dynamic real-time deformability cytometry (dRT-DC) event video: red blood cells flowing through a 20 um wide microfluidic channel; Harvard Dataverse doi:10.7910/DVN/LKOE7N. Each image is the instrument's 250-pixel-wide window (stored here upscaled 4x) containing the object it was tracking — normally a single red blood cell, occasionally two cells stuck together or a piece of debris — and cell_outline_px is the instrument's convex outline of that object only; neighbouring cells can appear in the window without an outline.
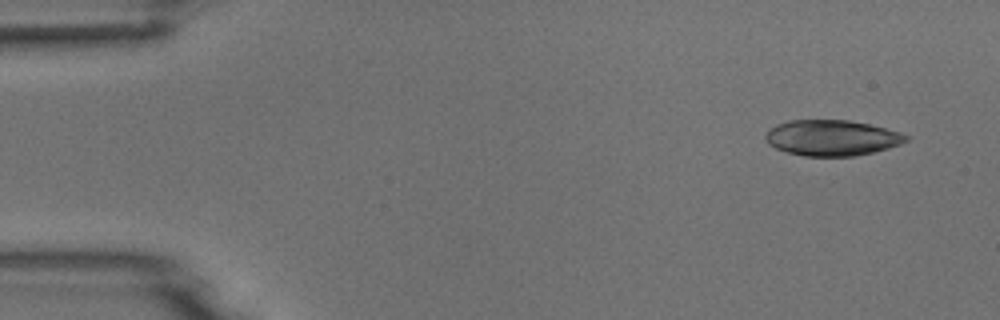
{"species": "common noctule bat (a hibernating species)", "species_latin": "Nyctalus noctula", "temperature_condition": "room temperature", "stored_images_in_passage": 4, "camera_frame_rate_fps": 3000, "um_per_image_px": 0.085, "animal": {"sex": "male", "body_mass_g": 18.8}, "frame": {"image": 1, "passage_image": 1, "time_ms": 0.0, "image_size_px": [1000, 320], "cell_outline_px": [[908, 140], [900, 144], [888, 148], [856, 156], [804, 156], [788, 152], [776, 148], [768, 144], [764, 140], [764, 136], [776, 124], [788, 120], [848, 120], [868, 124], [900, 132], [908, 136]], "centroid_in_image_um": [70.69, 11.71], "position_along_channel_um": 14.3, "area_um2": 29.13}}
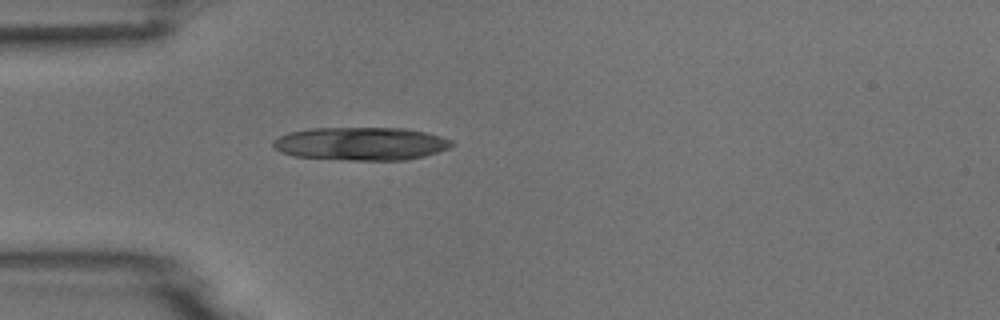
{"frame": {"image": 2, "passage_image": 4, "time_ms": 3.667, "image_size_px": [1000, 320], "cell_outline_px": [[456, 144], [448, 148], [424, 156], [408, 160], [348, 160], [296, 156], [280, 152], [272, 148], [272, 140], [288, 132], [308, 128], [404, 128], [424, 132], [440, 136], [452, 140]], "centroid_in_image_um": [30.65, 12.21], "position_along_channel_um": 54.3, "area_um2": 34.62}}